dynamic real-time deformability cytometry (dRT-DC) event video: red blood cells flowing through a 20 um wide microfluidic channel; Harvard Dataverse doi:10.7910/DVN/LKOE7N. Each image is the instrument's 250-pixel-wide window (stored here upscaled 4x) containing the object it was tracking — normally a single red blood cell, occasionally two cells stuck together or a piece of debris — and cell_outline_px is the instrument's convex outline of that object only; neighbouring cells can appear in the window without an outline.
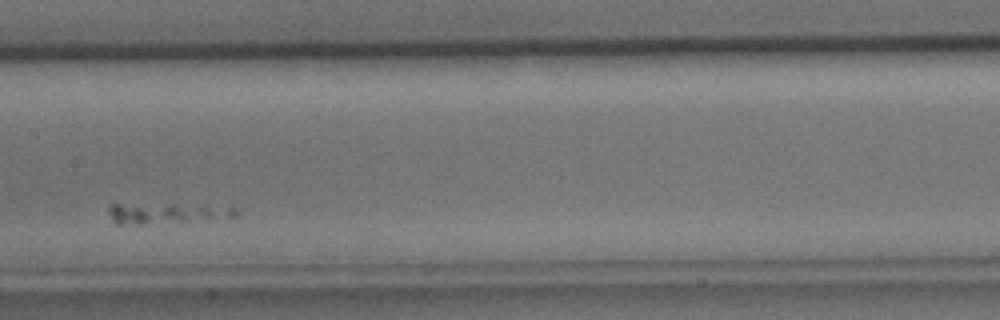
{"species": "common noctule bat (a hibernating species)", "species_latin": "Nyctalus noctula", "temperature_condition": "cold", "stored_images_in_passage": 27, "segment_of_instrument_passage": [1, 2], "camera_frame_rate_fps": 3000, "um_per_image_px": 0.085, "animal": {"sex": "male", "body_mass_g": 15.6}, "frame": {"image": 1, "passage_image": 11, "time_ms": 3.333, "image_size_px": [1000, 320], "cell_outline_px": [[236, 216], [140, 224], [116, 224], [112, 220], [108, 212], [108, 208], [112, 204], [232, 204], [236, 208]], "centroid_in_image_um": [14.23, 18.07], "position_along_channel_um": 193.2, "area_um2": 15.32}}
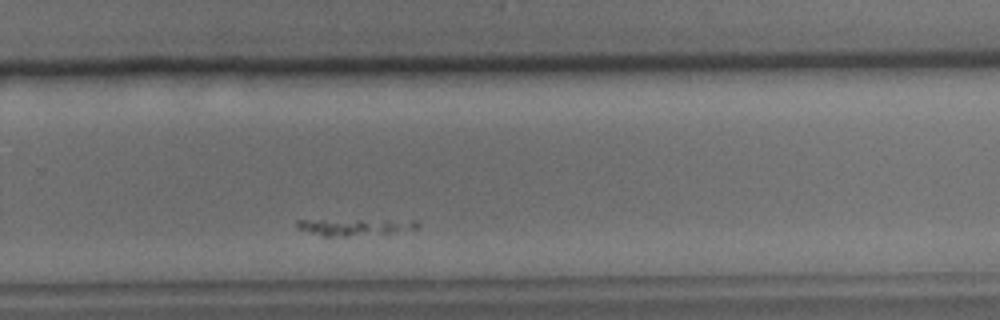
{"frame": {"image": 2, "passage_image": 19, "time_ms": 6.0, "image_size_px": [1000, 320], "cell_outline_px": [[420, 228], [392, 232], [348, 236], [324, 236], [296, 228], [296, 220], [420, 220]], "centroid_in_image_um": [30.21, 19.27], "position_along_channel_um": 299.6, "area_um2": 11.68}}
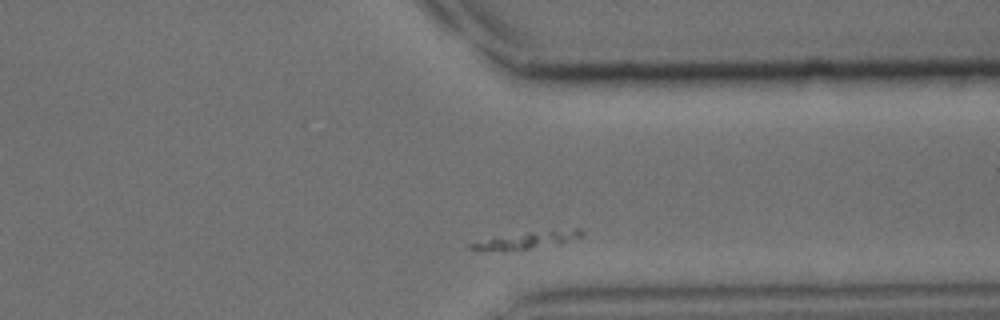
{"frame": {"image": 3, "passage_image": 24, "time_ms": 7.667, "image_size_px": [1000, 320], "cell_outline_px": [[584, 236], [560, 244], [504, 252], [468, 248], [468, 244], [528, 232], [576, 228], [580, 228], [584, 232]], "centroid_in_image_um": [44.96, 20.42], "position_along_channel_um": 366.4, "area_um2": 10.81}}